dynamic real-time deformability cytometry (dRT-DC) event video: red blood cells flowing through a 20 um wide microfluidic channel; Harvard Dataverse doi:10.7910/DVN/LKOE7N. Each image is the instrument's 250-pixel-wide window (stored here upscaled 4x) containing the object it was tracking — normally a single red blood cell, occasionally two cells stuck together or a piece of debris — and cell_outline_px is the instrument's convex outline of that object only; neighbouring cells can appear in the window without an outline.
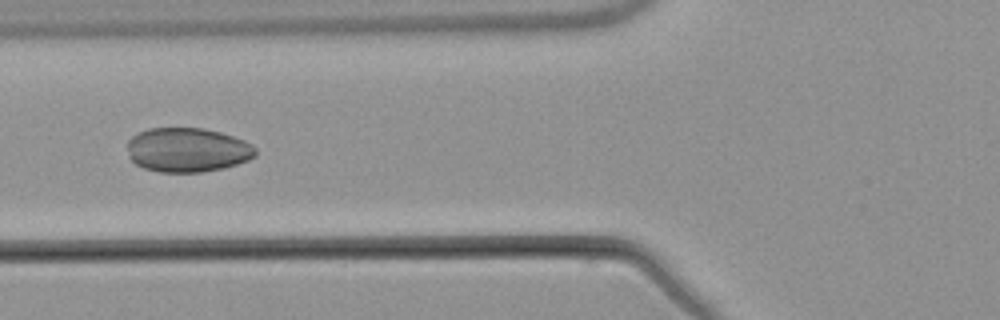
{"species": "common noctule bat (a hibernating species)", "species_latin": "Nyctalus noctula", "temperature_condition": "warm", "stored_images_in_passage": 6, "camera_frame_rate_fps": 3000, "um_per_image_px": 0.085, "animal": {"sex": "male", "body_mass_g": 21.5, "forearm_length_mm": 52.0}, "frame": {"image": 1, "passage_image": 4, "time_ms": 3.667, "image_size_px": [1000, 320], "cell_outline_px": [[256, 156], [248, 160], [224, 168], [200, 172], [160, 172], [144, 168], [136, 164], [128, 156], [128, 140], [132, 136], [148, 128], [204, 128], [220, 132], [244, 140], [252, 144], [256, 148]], "centroid_in_image_um": [15.94, 12.74], "position_along_channel_um": 109.9, "area_um2": 33.18}}
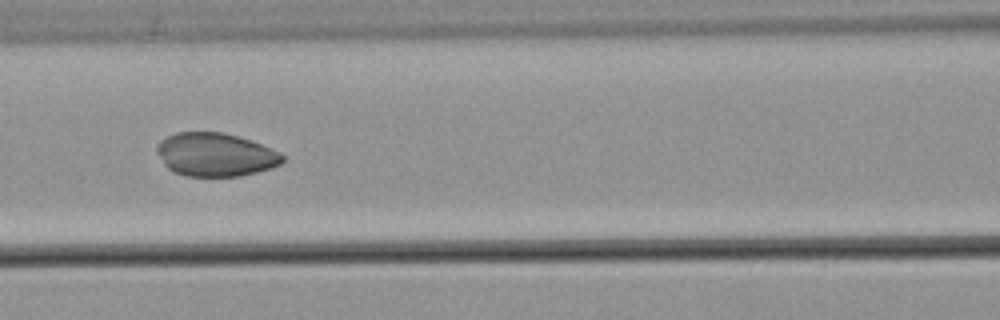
{"frame": {"image": 2, "passage_image": 5, "time_ms": 4.667, "image_size_px": [1000, 320], "cell_outline_px": [[284, 160], [280, 164], [272, 168], [240, 176], [184, 176], [172, 172], [164, 164], [156, 152], [156, 144], [160, 140], [176, 132], [224, 132], [252, 140], [280, 152], [284, 156]], "centroid_in_image_um": [18.3, 13.14], "position_along_channel_um": 148.3, "area_um2": 32.08}}